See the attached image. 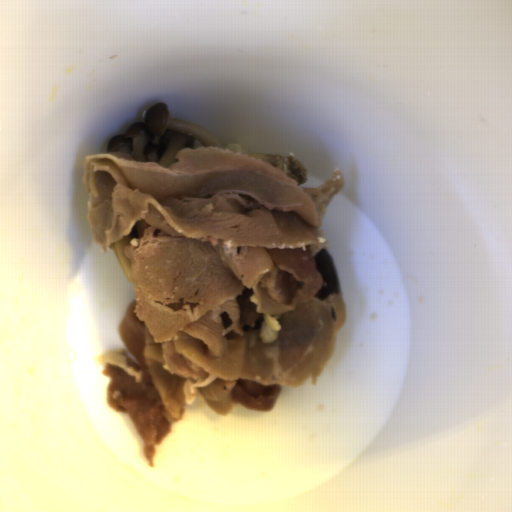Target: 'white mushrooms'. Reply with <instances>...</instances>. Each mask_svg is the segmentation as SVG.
I'll use <instances>...</instances> for the list:
<instances>
[{
    "label": "white mushrooms",
    "mask_w": 512,
    "mask_h": 512,
    "mask_svg": "<svg viewBox=\"0 0 512 512\" xmlns=\"http://www.w3.org/2000/svg\"><path fill=\"white\" fill-rule=\"evenodd\" d=\"M223 147L221 141L195 123L171 116L169 105L158 102L144 113L143 120L130 125L123 135L107 141L109 153H126L136 161L155 162L163 168L179 161L183 148Z\"/></svg>",
    "instance_id": "1e6be865"
},
{
    "label": "white mushrooms",
    "mask_w": 512,
    "mask_h": 512,
    "mask_svg": "<svg viewBox=\"0 0 512 512\" xmlns=\"http://www.w3.org/2000/svg\"><path fill=\"white\" fill-rule=\"evenodd\" d=\"M253 156L269 166L285 174L293 182L304 184L308 175L304 165L299 158L286 154L272 153H245Z\"/></svg>",
    "instance_id": "51bd03cf"
},
{
    "label": "white mushrooms",
    "mask_w": 512,
    "mask_h": 512,
    "mask_svg": "<svg viewBox=\"0 0 512 512\" xmlns=\"http://www.w3.org/2000/svg\"><path fill=\"white\" fill-rule=\"evenodd\" d=\"M144 227L145 224L140 219L139 221L133 224V228L129 234L119 239L113 245L109 246L123 274L127 278L128 282L131 283L132 285V265L129 257L127 256L126 248L130 244L132 238H138L142 234Z\"/></svg>",
    "instance_id": "35ef7601"
}]
</instances>
